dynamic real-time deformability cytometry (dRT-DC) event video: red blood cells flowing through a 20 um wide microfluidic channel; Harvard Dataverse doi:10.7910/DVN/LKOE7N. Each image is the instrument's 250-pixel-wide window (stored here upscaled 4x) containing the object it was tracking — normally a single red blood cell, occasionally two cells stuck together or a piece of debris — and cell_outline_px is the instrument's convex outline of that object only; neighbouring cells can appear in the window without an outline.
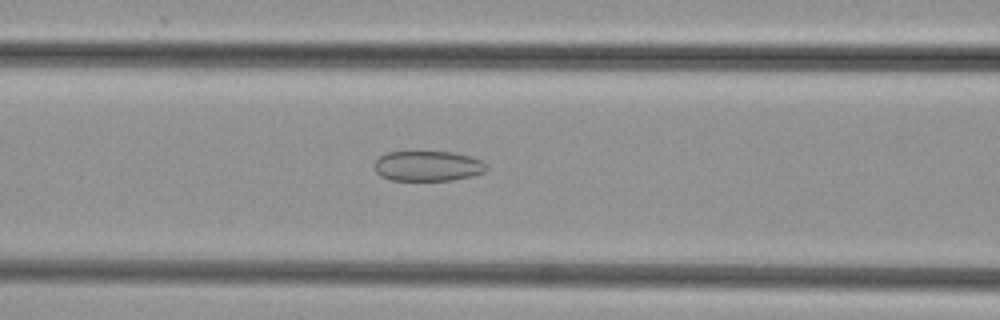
{"species": "common noctule bat (a hibernating species)", "species_latin": "Nyctalus noctula", "temperature_condition": "cold", "stored_images_in_passage": 41, "camera_frame_rate_fps": 3000, "um_per_image_px": 0.085, "animal": {"sex": "female", "body_mass_g": 29.2, "forearm_length_mm": 56.3}, "frame": {"image": 1, "passage_image": 12, "time_ms": 3.667, "image_size_px": [1000, 320], "cell_outline_px": [[488, 168], [484, 172], [472, 176], [452, 180], [392, 180], [380, 176], [376, 172], [376, 160], [380, 156], [388, 152], [452, 152], [472, 156], [488, 164]], "centroid_in_image_um": [36.41, 14.11], "position_along_channel_um": 130.2, "area_um2": 19.71}}
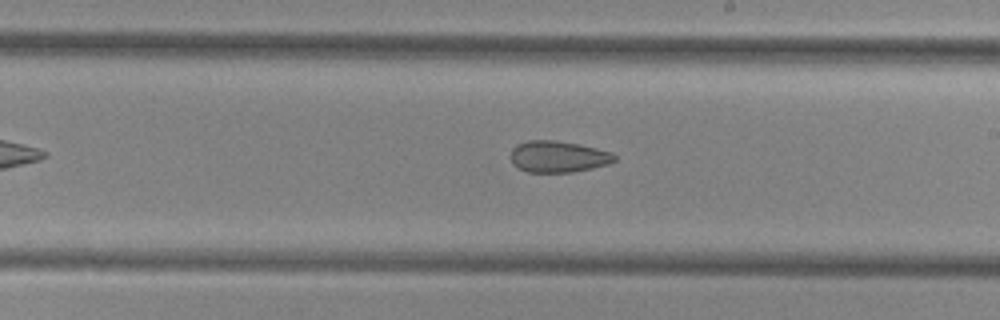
{"frame": {"image": 2, "passage_image": 20, "time_ms": 6.333, "image_size_px": [1000, 320], "cell_outline_px": [[616, 160], [608, 164], [592, 168], [572, 172], [528, 172], [512, 164], [512, 148], [516, 144], [528, 140], [556, 140], [580, 144], [612, 152], [616, 156]], "centroid_in_image_um": [47.45, 13.3], "position_along_channel_um": 241.5, "area_um2": 19.07}}
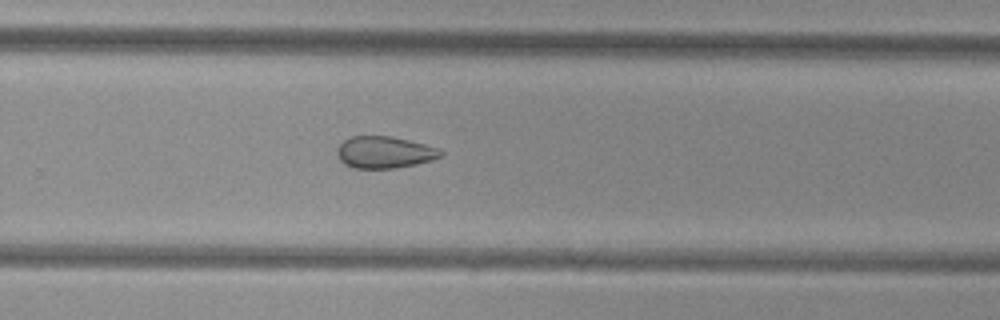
{"frame": {"image": 3, "passage_image": 24, "time_ms": 7.667, "image_size_px": [1000, 320], "cell_outline_px": [[444, 156], [432, 160], [416, 164], [396, 168], [352, 168], [344, 164], [340, 160], [336, 152], [336, 148], [344, 140], [352, 136], [392, 136], [424, 144], [436, 148], [444, 152]], "centroid_in_image_um": [32.67, 12.95], "position_along_channel_um": 297.1, "area_um2": 19.31}}